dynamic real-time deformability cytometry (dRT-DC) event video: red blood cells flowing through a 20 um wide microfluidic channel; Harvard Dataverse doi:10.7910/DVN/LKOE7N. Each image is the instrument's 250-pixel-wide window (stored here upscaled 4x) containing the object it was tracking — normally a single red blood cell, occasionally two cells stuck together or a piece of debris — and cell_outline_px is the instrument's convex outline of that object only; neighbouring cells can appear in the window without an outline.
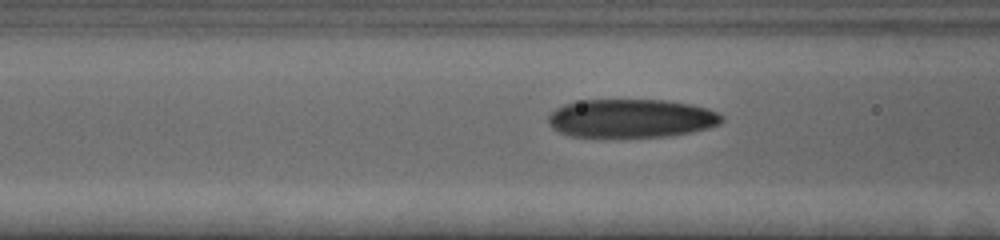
{"species": "human", "species_latin": "Homo sapiens", "temperature_condition": "cold", "stored_images_in_passage": 41, "camera_frame_rate_fps": 3000, "um_per_image_px": 0.085, "donor": {"sex": "female"}, "frame": {"image": 1, "passage_image": 17, "time_ms": 5.333, "image_size_px": [1000, 240], "cell_outline_px": [[724, 120], [720, 124], [708, 128], [688, 132], [664, 136], [572, 136], [560, 132], [552, 128], [548, 124], [548, 116], [556, 108], [564, 104], [584, 100], [664, 100], [692, 104], [708, 108], [724, 116]], "centroid_in_image_um": [53.67, 10.04], "position_along_channel_um": 112.9, "area_um2": 38.67}}
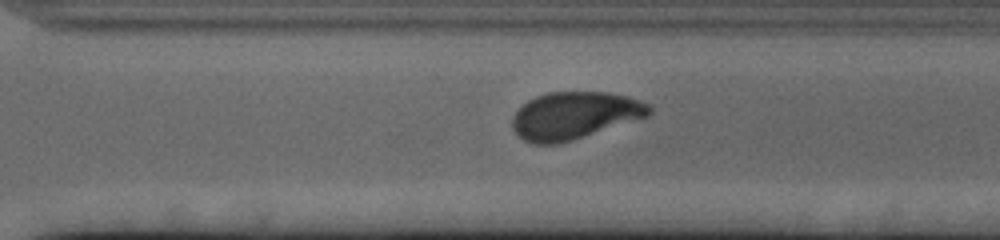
{"frame": {"image": 2, "passage_image": 34, "time_ms": 11.0, "image_size_px": [1000, 240], "cell_outline_px": [[652, 112], [648, 116], [572, 140], [556, 144], [532, 144], [524, 140], [512, 128], [512, 116], [528, 100], [536, 96], [548, 92], [608, 92], [628, 96], [648, 104], [652, 108]], "centroid_in_image_um": [48.82, 9.81], "position_along_channel_um": 321.8, "area_um2": 37.51}}
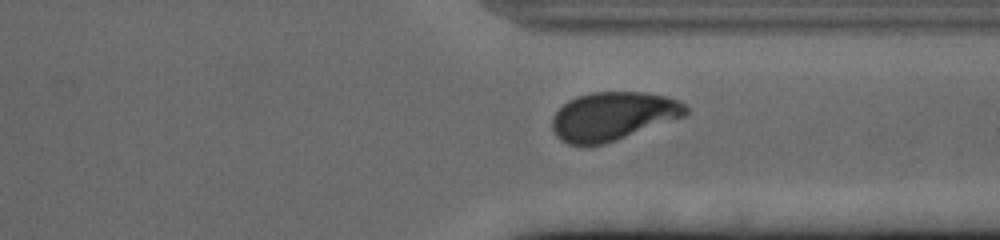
{"frame": {"image": 3, "passage_image": 37, "time_ms": 12.0, "image_size_px": [1000, 240], "cell_outline_px": [[688, 112], [684, 116], [604, 144], [568, 144], [560, 140], [556, 136], [552, 128], [552, 120], [556, 112], [568, 100], [576, 96], [592, 92], [644, 92], [668, 96], [684, 104], [688, 108]], "centroid_in_image_um": [52.09, 9.86], "position_along_channel_um": 359.3, "area_um2": 37.34}}